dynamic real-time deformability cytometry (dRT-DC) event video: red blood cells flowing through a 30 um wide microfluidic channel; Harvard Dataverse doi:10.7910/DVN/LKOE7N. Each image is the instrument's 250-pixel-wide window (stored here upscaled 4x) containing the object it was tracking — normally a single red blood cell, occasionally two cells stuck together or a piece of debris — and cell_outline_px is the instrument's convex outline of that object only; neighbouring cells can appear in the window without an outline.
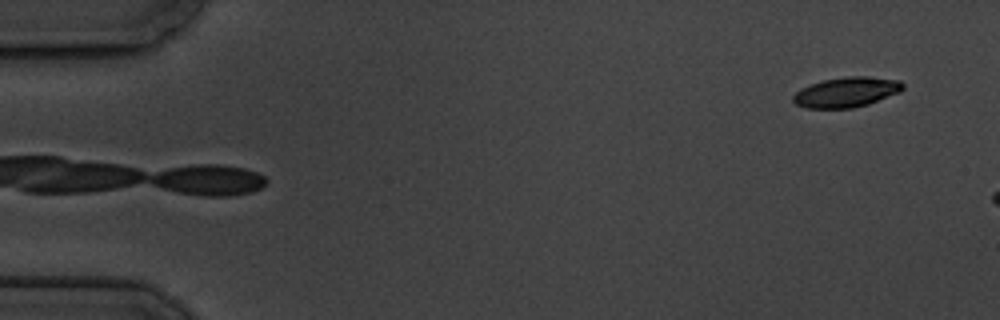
{"species": "common noctule bat (a hibernating species)", "species_latin": "Nyctalus noctula", "temperature_condition": "cold", "stored_images_in_passage": 5, "camera_frame_rate_fps": 3000, "um_per_image_px": 0.085, "animal": {"sex": "male", "body_mass_g": 19.5, "forearm_length_mm": 54.6}, "frame": {"image": 1, "passage_image": 5, "time_ms": 5.667, "image_size_px": [1000, 320], "cell_outline_px": [[904, 88], [900, 92], [868, 104], [852, 108], [804, 108], [796, 104], [792, 100], [792, 96], [800, 88], [824, 80], [844, 76], [868, 76], [900, 80], [904, 84]], "centroid_in_image_um": [71.95, 7.83], "position_along_channel_um": 13.0, "area_um2": 19.31}}